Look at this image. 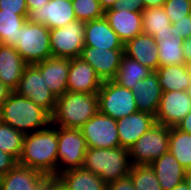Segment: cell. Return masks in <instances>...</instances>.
Instances as JSON below:
<instances>
[{"label":"cell","mask_w":191,"mask_h":190,"mask_svg":"<svg viewBox=\"0 0 191 190\" xmlns=\"http://www.w3.org/2000/svg\"><path fill=\"white\" fill-rule=\"evenodd\" d=\"M176 128L191 134V111L177 124Z\"/></svg>","instance_id":"obj_41"},{"label":"cell","mask_w":191,"mask_h":190,"mask_svg":"<svg viewBox=\"0 0 191 190\" xmlns=\"http://www.w3.org/2000/svg\"><path fill=\"white\" fill-rule=\"evenodd\" d=\"M144 1V9L149 7H163V4L166 0H143Z\"/></svg>","instance_id":"obj_45"},{"label":"cell","mask_w":191,"mask_h":190,"mask_svg":"<svg viewBox=\"0 0 191 190\" xmlns=\"http://www.w3.org/2000/svg\"><path fill=\"white\" fill-rule=\"evenodd\" d=\"M124 54L153 71L159 68L158 48L151 35L144 33L136 35L124 44Z\"/></svg>","instance_id":"obj_22"},{"label":"cell","mask_w":191,"mask_h":190,"mask_svg":"<svg viewBox=\"0 0 191 190\" xmlns=\"http://www.w3.org/2000/svg\"><path fill=\"white\" fill-rule=\"evenodd\" d=\"M158 48L159 67L187 64L183 53V38L174 34L166 37H154Z\"/></svg>","instance_id":"obj_28"},{"label":"cell","mask_w":191,"mask_h":190,"mask_svg":"<svg viewBox=\"0 0 191 190\" xmlns=\"http://www.w3.org/2000/svg\"><path fill=\"white\" fill-rule=\"evenodd\" d=\"M152 72L154 71L149 67L140 64L138 61L124 54L114 81L131 90L137 82L142 81Z\"/></svg>","instance_id":"obj_29"},{"label":"cell","mask_w":191,"mask_h":190,"mask_svg":"<svg viewBox=\"0 0 191 190\" xmlns=\"http://www.w3.org/2000/svg\"><path fill=\"white\" fill-rule=\"evenodd\" d=\"M49 1L50 0H26L28 12L40 9L44 4Z\"/></svg>","instance_id":"obj_42"},{"label":"cell","mask_w":191,"mask_h":190,"mask_svg":"<svg viewBox=\"0 0 191 190\" xmlns=\"http://www.w3.org/2000/svg\"><path fill=\"white\" fill-rule=\"evenodd\" d=\"M87 149L85 138L80 129L59 127L57 175L82 167Z\"/></svg>","instance_id":"obj_8"},{"label":"cell","mask_w":191,"mask_h":190,"mask_svg":"<svg viewBox=\"0 0 191 190\" xmlns=\"http://www.w3.org/2000/svg\"><path fill=\"white\" fill-rule=\"evenodd\" d=\"M162 92L187 91L191 85V73L187 64L167 65L156 71Z\"/></svg>","instance_id":"obj_26"},{"label":"cell","mask_w":191,"mask_h":190,"mask_svg":"<svg viewBox=\"0 0 191 190\" xmlns=\"http://www.w3.org/2000/svg\"><path fill=\"white\" fill-rule=\"evenodd\" d=\"M188 96L191 98V85L187 89Z\"/></svg>","instance_id":"obj_51"},{"label":"cell","mask_w":191,"mask_h":190,"mask_svg":"<svg viewBox=\"0 0 191 190\" xmlns=\"http://www.w3.org/2000/svg\"><path fill=\"white\" fill-rule=\"evenodd\" d=\"M97 95L99 112L114 120L138 111L133 92L114 80L103 81Z\"/></svg>","instance_id":"obj_7"},{"label":"cell","mask_w":191,"mask_h":190,"mask_svg":"<svg viewBox=\"0 0 191 190\" xmlns=\"http://www.w3.org/2000/svg\"><path fill=\"white\" fill-rule=\"evenodd\" d=\"M168 151L186 170H191V134L170 127Z\"/></svg>","instance_id":"obj_30"},{"label":"cell","mask_w":191,"mask_h":190,"mask_svg":"<svg viewBox=\"0 0 191 190\" xmlns=\"http://www.w3.org/2000/svg\"><path fill=\"white\" fill-rule=\"evenodd\" d=\"M170 127L155 123L130 148L132 165H150L169 148Z\"/></svg>","instance_id":"obj_6"},{"label":"cell","mask_w":191,"mask_h":190,"mask_svg":"<svg viewBox=\"0 0 191 190\" xmlns=\"http://www.w3.org/2000/svg\"><path fill=\"white\" fill-rule=\"evenodd\" d=\"M52 190H62L58 185L52 180Z\"/></svg>","instance_id":"obj_50"},{"label":"cell","mask_w":191,"mask_h":190,"mask_svg":"<svg viewBox=\"0 0 191 190\" xmlns=\"http://www.w3.org/2000/svg\"><path fill=\"white\" fill-rule=\"evenodd\" d=\"M104 17L123 44L142 33V12L116 8L105 10Z\"/></svg>","instance_id":"obj_17"},{"label":"cell","mask_w":191,"mask_h":190,"mask_svg":"<svg viewBox=\"0 0 191 190\" xmlns=\"http://www.w3.org/2000/svg\"><path fill=\"white\" fill-rule=\"evenodd\" d=\"M106 190H135L131 178L125 177L110 183H107Z\"/></svg>","instance_id":"obj_40"},{"label":"cell","mask_w":191,"mask_h":190,"mask_svg":"<svg viewBox=\"0 0 191 190\" xmlns=\"http://www.w3.org/2000/svg\"><path fill=\"white\" fill-rule=\"evenodd\" d=\"M171 21L163 7H149L142 11V33L153 37L172 35Z\"/></svg>","instance_id":"obj_27"},{"label":"cell","mask_w":191,"mask_h":190,"mask_svg":"<svg viewBox=\"0 0 191 190\" xmlns=\"http://www.w3.org/2000/svg\"><path fill=\"white\" fill-rule=\"evenodd\" d=\"M25 134L0 121V150L19 160Z\"/></svg>","instance_id":"obj_32"},{"label":"cell","mask_w":191,"mask_h":190,"mask_svg":"<svg viewBox=\"0 0 191 190\" xmlns=\"http://www.w3.org/2000/svg\"><path fill=\"white\" fill-rule=\"evenodd\" d=\"M15 92L30 99L50 115L53 114L57 97L49 90L40 70L34 64L25 67Z\"/></svg>","instance_id":"obj_10"},{"label":"cell","mask_w":191,"mask_h":190,"mask_svg":"<svg viewBox=\"0 0 191 190\" xmlns=\"http://www.w3.org/2000/svg\"><path fill=\"white\" fill-rule=\"evenodd\" d=\"M15 49L28 64H36L52 57L50 49V29L43 24L26 21L19 29Z\"/></svg>","instance_id":"obj_5"},{"label":"cell","mask_w":191,"mask_h":190,"mask_svg":"<svg viewBox=\"0 0 191 190\" xmlns=\"http://www.w3.org/2000/svg\"><path fill=\"white\" fill-rule=\"evenodd\" d=\"M11 92L12 90L0 80V107L8 99Z\"/></svg>","instance_id":"obj_44"},{"label":"cell","mask_w":191,"mask_h":190,"mask_svg":"<svg viewBox=\"0 0 191 190\" xmlns=\"http://www.w3.org/2000/svg\"><path fill=\"white\" fill-rule=\"evenodd\" d=\"M1 185H2V175H0V190H1Z\"/></svg>","instance_id":"obj_53"},{"label":"cell","mask_w":191,"mask_h":190,"mask_svg":"<svg viewBox=\"0 0 191 190\" xmlns=\"http://www.w3.org/2000/svg\"><path fill=\"white\" fill-rule=\"evenodd\" d=\"M124 49H101L84 45L80 58L90 64L97 76L103 81L114 80Z\"/></svg>","instance_id":"obj_13"},{"label":"cell","mask_w":191,"mask_h":190,"mask_svg":"<svg viewBox=\"0 0 191 190\" xmlns=\"http://www.w3.org/2000/svg\"><path fill=\"white\" fill-rule=\"evenodd\" d=\"M28 64L13 46L0 44V80L15 91Z\"/></svg>","instance_id":"obj_24"},{"label":"cell","mask_w":191,"mask_h":190,"mask_svg":"<svg viewBox=\"0 0 191 190\" xmlns=\"http://www.w3.org/2000/svg\"><path fill=\"white\" fill-rule=\"evenodd\" d=\"M99 111L97 93L66 91L58 96L51 115V125L80 129Z\"/></svg>","instance_id":"obj_3"},{"label":"cell","mask_w":191,"mask_h":190,"mask_svg":"<svg viewBox=\"0 0 191 190\" xmlns=\"http://www.w3.org/2000/svg\"><path fill=\"white\" fill-rule=\"evenodd\" d=\"M58 128L25 134L18 164L38 170L52 180L57 176Z\"/></svg>","instance_id":"obj_1"},{"label":"cell","mask_w":191,"mask_h":190,"mask_svg":"<svg viewBox=\"0 0 191 190\" xmlns=\"http://www.w3.org/2000/svg\"><path fill=\"white\" fill-rule=\"evenodd\" d=\"M150 166L163 190H171L185 180L187 170L169 151L154 160Z\"/></svg>","instance_id":"obj_25"},{"label":"cell","mask_w":191,"mask_h":190,"mask_svg":"<svg viewBox=\"0 0 191 190\" xmlns=\"http://www.w3.org/2000/svg\"><path fill=\"white\" fill-rule=\"evenodd\" d=\"M53 181L62 190H106V183L96 174L80 167L58 174Z\"/></svg>","instance_id":"obj_23"},{"label":"cell","mask_w":191,"mask_h":190,"mask_svg":"<svg viewBox=\"0 0 191 190\" xmlns=\"http://www.w3.org/2000/svg\"><path fill=\"white\" fill-rule=\"evenodd\" d=\"M80 130L88 148L120 147L116 120L99 111Z\"/></svg>","instance_id":"obj_11"},{"label":"cell","mask_w":191,"mask_h":190,"mask_svg":"<svg viewBox=\"0 0 191 190\" xmlns=\"http://www.w3.org/2000/svg\"><path fill=\"white\" fill-rule=\"evenodd\" d=\"M84 45L101 49H124V44L110 27L103 16L99 19L85 22Z\"/></svg>","instance_id":"obj_20"},{"label":"cell","mask_w":191,"mask_h":190,"mask_svg":"<svg viewBox=\"0 0 191 190\" xmlns=\"http://www.w3.org/2000/svg\"><path fill=\"white\" fill-rule=\"evenodd\" d=\"M171 33L176 38L184 40L191 36V15H187L186 19H181L171 24Z\"/></svg>","instance_id":"obj_37"},{"label":"cell","mask_w":191,"mask_h":190,"mask_svg":"<svg viewBox=\"0 0 191 190\" xmlns=\"http://www.w3.org/2000/svg\"><path fill=\"white\" fill-rule=\"evenodd\" d=\"M100 2L101 7L105 10L109 8H114L118 2V0H98Z\"/></svg>","instance_id":"obj_46"},{"label":"cell","mask_w":191,"mask_h":190,"mask_svg":"<svg viewBox=\"0 0 191 190\" xmlns=\"http://www.w3.org/2000/svg\"><path fill=\"white\" fill-rule=\"evenodd\" d=\"M131 91L134 94L138 111L155 116L162 97L157 73L154 71L142 81L137 82Z\"/></svg>","instance_id":"obj_21"},{"label":"cell","mask_w":191,"mask_h":190,"mask_svg":"<svg viewBox=\"0 0 191 190\" xmlns=\"http://www.w3.org/2000/svg\"><path fill=\"white\" fill-rule=\"evenodd\" d=\"M34 65L40 70L46 85L56 97L63 95L67 91L70 59L49 57Z\"/></svg>","instance_id":"obj_19"},{"label":"cell","mask_w":191,"mask_h":190,"mask_svg":"<svg viewBox=\"0 0 191 190\" xmlns=\"http://www.w3.org/2000/svg\"><path fill=\"white\" fill-rule=\"evenodd\" d=\"M51 180L48 175L17 163L2 176L1 190H42Z\"/></svg>","instance_id":"obj_15"},{"label":"cell","mask_w":191,"mask_h":190,"mask_svg":"<svg viewBox=\"0 0 191 190\" xmlns=\"http://www.w3.org/2000/svg\"><path fill=\"white\" fill-rule=\"evenodd\" d=\"M131 166L129 149L120 146L88 148L82 167L98 175L107 184L128 177Z\"/></svg>","instance_id":"obj_4"},{"label":"cell","mask_w":191,"mask_h":190,"mask_svg":"<svg viewBox=\"0 0 191 190\" xmlns=\"http://www.w3.org/2000/svg\"><path fill=\"white\" fill-rule=\"evenodd\" d=\"M171 23L186 19L187 15H191V0H166L163 4Z\"/></svg>","instance_id":"obj_35"},{"label":"cell","mask_w":191,"mask_h":190,"mask_svg":"<svg viewBox=\"0 0 191 190\" xmlns=\"http://www.w3.org/2000/svg\"><path fill=\"white\" fill-rule=\"evenodd\" d=\"M76 16L71 0H50L40 9L29 11L27 21L43 24L48 29H57L75 21Z\"/></svg>","instance_id":"obj_12"},{"label":"cell","mask_w":191,"mask_h":190,"mask_svg":"<svg viewBox=\"0 0 191 190\" xmlns=\"http://www.w3.org/2000/svg\"><path fill=\"white\" fill-rule=\"evenodd\" d=\"M0 10L21 16H28L26 0H0Z\"/></svg>","instance_id":"obj_36"},{"label":"cell","mask_w":191,"mask_h":190,"mask_svg":"<svg viewBox=\"0 0 191 190\" xmlns=\"http://www.w3.org/2000/svg\"><path fill=\"white\" fill-rule=\"evenodd\" d=\"M187 66H188V69H189V71H190V73H191V61H189V62L187 63Z\"/></svg>","instance_id":"obj_52"},{"label":"cell","mask_w":191,"mask_h":190,"mask_svg":"<svg viewBox=\"0 0 191 190\" xmlns=\"http://www.w3.org/2000/svg\"><path fill=\"white\" fill-rule=\"evenodd\" d=\"M188 187L191 189V170L186 171L185 180H184Z\"/></svg>","instance_id":"obj_48"},{"label":"cell","mask_w":191,"mask_h":190,"mask_svg":"<svg viewBox=\"0 0 191 190\" xmlns=\"http://www.w3.org/2000/svg\"><path fill=\"white\" fill-rule=\"evenodd\" d=\"M0 121L28 134L32 128H47L51 124V115L30 99L12 91L0 107Z\"/></svg>","instance_id":"obj_2"},{"label":"cell","mask_w":191,"mask_h":190,"mask_svg":"<svg viewBox=\"0 0 191 190\" xmlns=\"http://www.w3.org/2000/svg\"><path fill=\"white\" fill-rule=\"evenodd\" d=\"M120 146L129 149L145 132L155 125L154 115L135 112L116 120Z\"/></svg>","instance_id":"obj_18"},{"label":"cell","mask_w":191,"mask_h":190,"mask_svg":"<svg viewBox=\"0 0 191 190\" xmlns=\"http://www.w3.org/2000/svg\"><path fill=\"white\" fill-rule=\"evenodd\" d=\"M171 190H191L185 181L181 182L179 185L175 186Z\"/></svg>","instance_id":"obj_47"},{"label":"cell","mask_w":191,"mask_h":190,"mask_svg":"<svg viewBox=\"0 0 191 190\" xmlns=\"http://www.w3.org/2000/svg\"><path fill=\"white\" fill-rule=\"evenodd\" d=\"M42 190H52V180Z\"/></svg>","instance_id":"obj_49"},{"label":"cell","mask_w":191,"mask_h":190,"mask_svg":"<svg viewBox=\"0 0 191 190\" xmlns=\"http://www.w3.org/2000/svg\"><path fill=\"white\" fill-rule=\"evenodd\" d=\"M190 111L191 98L188 96L187 91L162 92L155 115L156 123L167 127H176Z\"/></svg>","instance_id":"obj_14"},{"label":"cell","mask_w":191,"mask_h":190,"mask_svg":"<svg viewBox=\"0 0 191 190\" xmlns=\"http://www.w3.org/2000/svg\"><path fill=\"white\" fill-rule=\"evenodd\" d=\"M78 21H91L104 16V9L98 0H71Z\"/></svg>","instance_id":"obj_34"},{"label":"cell","mask_w":191,"mask_h":190,"mask_svg":"<svg viewBox=\"0 0 191 190\" xmlns=\"http://www.w3.org/2000/svg\"><path fill=\"white\" fill-rule=\"evenodd\" d=\"M128 176L135 190H163L150 165H132Z\"/></svg>","instance_id":"obj_33"},{"label":"cell","mask_w":191,"mask_h":190,"mask_svg":"<svg viewBox=\"0 0 191 190\" xmlns=\"http://www.w3.org/2000/svg\"><path fill=\"white\" fill-rule=\"evenodd\" d=\"M17 163L18 161L13 156L0 150V175H5Z\"/></svg>","instance_id":"obj_39"},{"label":"cell","mask_w":191,"mask_h":190,"mask_svg":"<svg viewBox=\"0 0 191 190\" xmlns=\"http://www.w3.org/2000/svg\"><path fill=\"white\" fill-rule=\"evenodd\" d=\"M102 80L93 67L80 57L70 59L67 91L82 93H98Z\"/></svg>","instance_id":"obj_16"},{"label":"cell","mask_w":191,"mask_h":190,"mask_svg":"<svg viewBox=\"0 0 191 190\" xmlns=\"http://www.w3.org/2000/svg\"><path fill=\"white\" fill-rule=\"evenodd\" d=\"M114 8L142 12L144 10V1L143 0H118Z\"/></svg>","instance_id":"obj_38"},{"label":"cell","mask_w":191,"mask_h":190,"mask_svg":"<svg viewBox=\"0 0 191 190\" xmlns=\"http://www.w3.org/2000/svg\"><path fill=\"white\" fill-rule=\"evenodd\" d=\"M183 53L186 63L191 61V36L184 40L183 42Z\"/></svg>","instance_id":"obj_43"},{"label":"cell","mask_w":191,"mask_h":190,"mask_svg":"<svg viewBox=\"0 0 191 190\" xmlns=\"http://www.w3.org/2000/svg\"><path fill=\"white\" fill-rule=\"evenodd\" d=\"M85 22L71 21L65 26L50 30L52 57L73 59L80 57L85 43Z\"/></svg>","instance_id":"obj_9"},{"label":"cell","mask_w":191,"mask_h":190,"mask_svg":"<svg viewBox=\"0 0 191 190\" xmlns=\"http://www.w3.org/2000/svg\"><path fill=\"white\" fill-rule=\"evenodd\" d=\"M27 21V16L0 10V44L15 47L18 43L19 29Z\"/></svg>","instance_id":"obj_31"}]
</instances>
